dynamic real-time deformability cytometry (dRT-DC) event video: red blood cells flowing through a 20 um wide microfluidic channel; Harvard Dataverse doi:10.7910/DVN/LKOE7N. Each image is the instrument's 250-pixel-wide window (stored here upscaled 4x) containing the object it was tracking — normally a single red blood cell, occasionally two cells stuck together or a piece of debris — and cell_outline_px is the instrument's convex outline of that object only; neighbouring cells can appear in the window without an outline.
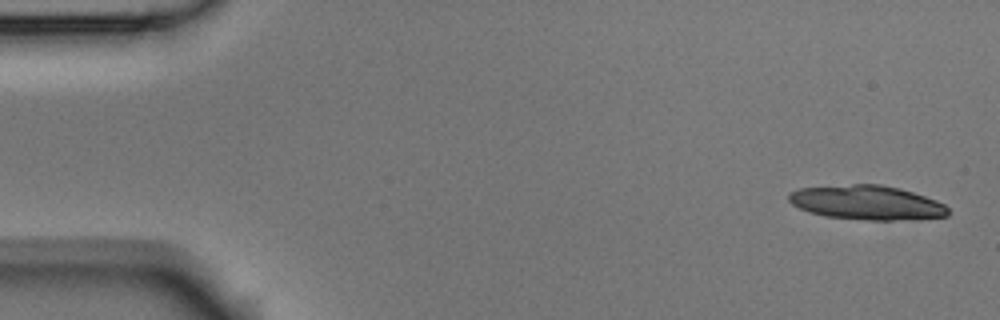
{"species": "Egyptian fruit bat (a non-hibernating species)", "species_latin": "Rousettus aegyptiacus", "temperature_condition": "room temperature", "stored_images_in_passage": 5, "camera_frame_rate_fps": 3000, "um_per_image_px": 0.085, "animal": {"sex": "male"}, "frame": {"image": 1, "passage_image": 1, "time_ms": 0.0, "image_size_px": [1000, 320], "cell_outline_px": [[948, 216], [892, 220], [864, 220], [824, 216], [808, 212], [792, 204], [788, 200], [788, 192], [800, 188], [852, 184], [880, 184], [900, 188], [936, 200], [944, 204], [948, 208]], "centroid_in_image_um": [73.64, 17.21], "position_along_channel_um": 11.4, "area_um2": 31.79}}